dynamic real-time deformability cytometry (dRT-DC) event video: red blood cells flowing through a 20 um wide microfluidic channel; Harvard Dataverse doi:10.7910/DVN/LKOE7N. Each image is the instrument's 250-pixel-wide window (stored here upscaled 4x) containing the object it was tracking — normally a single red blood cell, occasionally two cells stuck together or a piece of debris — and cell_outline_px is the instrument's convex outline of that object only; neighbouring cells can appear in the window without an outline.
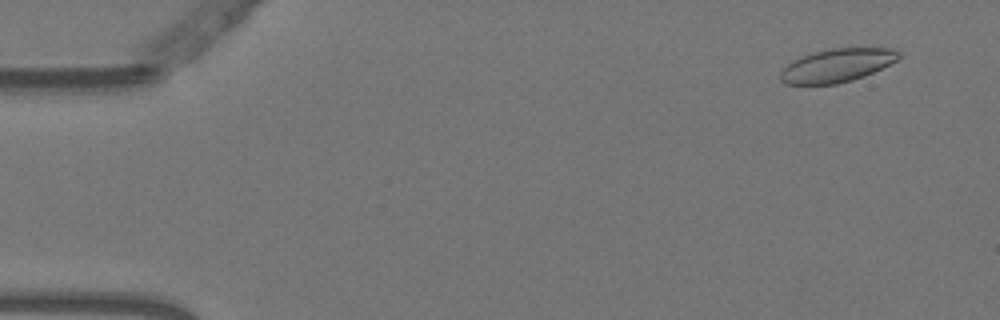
{"species": "Egyptian fruit bat (a non-hibernating species)", "species_latin": "Rousettus aegyptiacus", "temperature_condition": "warm", "stored_images_in_passage": 54, "camera_frame_rate_fps": 3000, "um_per_image_px": 0.085, "animal": {"sex": "female"}, "frame": {"image": 1, "passage_image": 4, "time_ms": 1.0, "image_size_px": [1000, 320], "cell_outline_px": [[900, 56], [896, 60], [864, 76], [852, 80], [836, 84], [788, 84], [780, 80], [780, 72], [792, 60], [812, 52], [832, 48], [892, 48], [900, 52]], "centroid_in_image_um": [71.12, 5.55], "position_along_channel_um": 13.9, "area_um2": 22.77}}
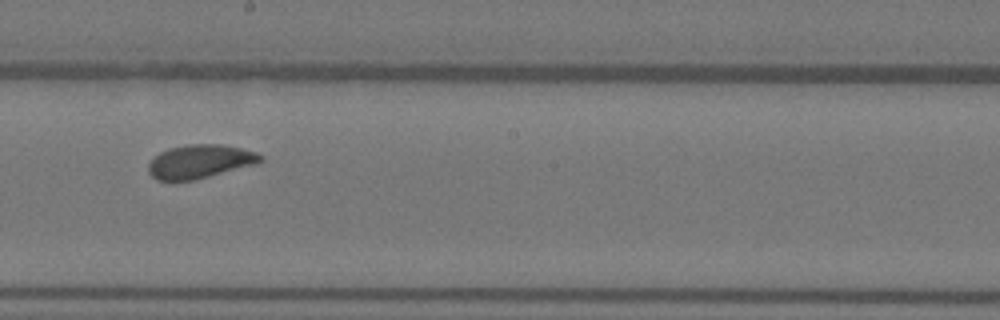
{"frame": {"image": 2, "passage_image": 31, "time_ms": 10.0, "image_size_px": [1000, 320], "cell_outline_px": [[264, 160], [256, 164], [192, 180], [156, 180], [148, 172], [148, 164], [160, 152], [168, 148], [188, 144], [220, 144], [240, 148], [256, 152], [264, 156]], "centroid_in_image_um": [17.0, 13.71], "position_along_channel_um": 231.2, "area_um2": 21.79}}
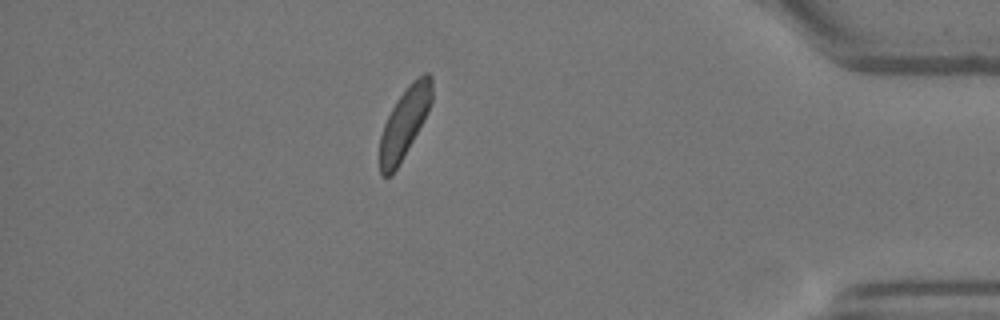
{"frame": {"image": 3, "passage_image": 48, "time_ms": 15.667, "image_size_px": [1000, 320], "cell_outline_px": [[432, 100], [428, 112], [424, 120], [392, 176], [380, 176], [380, 136], [384, 124], [396, 100], [408, 84], [412, 80], [424, 72], [428, 72], [432, 76]], "centroid_in_image_um": [34.39, 10.4], "position_along_channel_um": 400.8, "area_um2": 21.27}}